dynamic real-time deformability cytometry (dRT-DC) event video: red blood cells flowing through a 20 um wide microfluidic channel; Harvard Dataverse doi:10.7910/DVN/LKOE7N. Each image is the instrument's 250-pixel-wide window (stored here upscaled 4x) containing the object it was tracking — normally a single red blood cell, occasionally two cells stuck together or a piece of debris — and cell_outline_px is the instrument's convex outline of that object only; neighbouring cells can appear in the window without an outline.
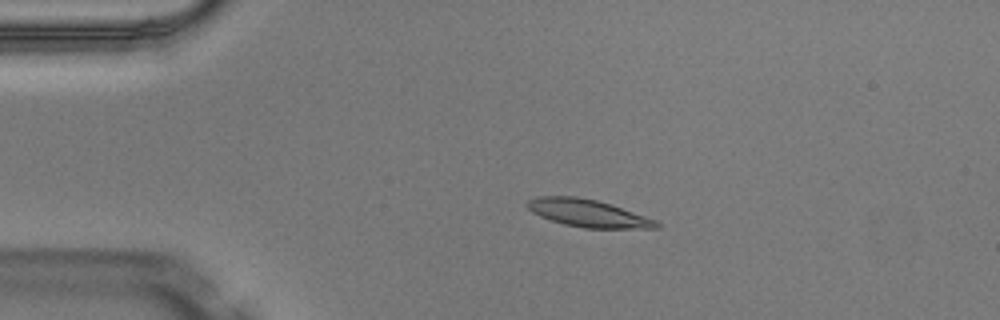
{"species": "Egyptian fruit bat (a non-hibernating species)", "species_latin": "Rousettus aegyptiacus", "temperature_condition": "warm", "stored_images_in_passage": 3, "camera_frame_rate_fps": 3000, "um_per_image_px": 0.085, "animal": {"sex": "male"}, "frame": {"image": 1, "passage_image": 2, "time_ms": 0.333, "image_size_px": [1000, 320], "cell_outline_px": [[660, 228], [584, 228], [564, 224], [540, 216], [532, 212], [524, 204], [528, 200], [540, 196], [576, 196], [596, 200], [656, 220], [660, 224]], "centroid_in_image_um": [49.93, 18.12], "position_along_channel_um": 35.1, "area_um2": 20.35}}